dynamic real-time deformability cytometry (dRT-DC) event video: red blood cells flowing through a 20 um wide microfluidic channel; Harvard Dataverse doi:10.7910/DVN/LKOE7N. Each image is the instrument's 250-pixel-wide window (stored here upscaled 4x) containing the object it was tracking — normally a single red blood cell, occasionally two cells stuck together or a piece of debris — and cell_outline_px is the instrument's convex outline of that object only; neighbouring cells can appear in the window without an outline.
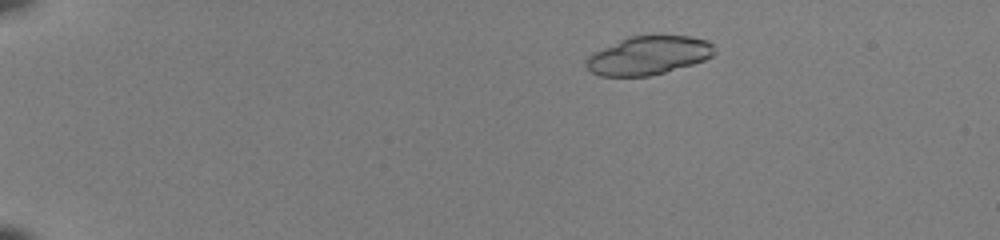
{"species": "common noctule bat (a hibernating species)", "species_latin": "Nyctalus noctula", "temperature_condition": "room temperature", "stored_images_in_passage": 50, "camera_frame_rate_fps": 3000, "um_per_image_px": 0.085, "animal": {"sex": "female", "body_mass_g": 22.0, "forearm_length_mm": 56.7}, "frame": {"image": 1, "passage_image": 9, "time_ms": 2.667, "image_size_px": [1000, 240], "cell_outline_px": [[716, 52], [712, 56], [704, 60], [692, 64], [664, 72], [648, 76], [600, 76], [592, 72], [584, 64], [584, 60], [592, 52], [628, 36], [688, 36], [708, 40], [716, 48]], "centroid_in_image_um": [55.1, 4.71], "position_along_channel_um": 29.9, "area_um2": 28.84}, "authors_computed_cell_mechanics": {"area_um2": 28.7266, "velocity_mm_per_s": 4.0876, "shape_relaxation_time_tau1_ms": null, "shape_relaxation_time_tau2_ms": 2.5486, "deformation_change_tau1": null, "deformation_change_tau2": 0.0433}}